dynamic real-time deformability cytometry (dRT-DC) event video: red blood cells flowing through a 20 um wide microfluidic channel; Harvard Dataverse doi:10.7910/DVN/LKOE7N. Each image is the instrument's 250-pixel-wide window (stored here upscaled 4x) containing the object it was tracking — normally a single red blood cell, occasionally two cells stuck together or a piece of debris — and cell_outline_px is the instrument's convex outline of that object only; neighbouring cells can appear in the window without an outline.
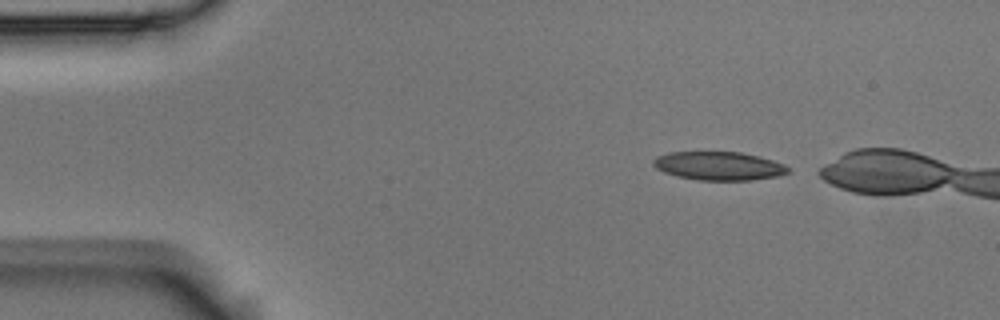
{"species": "Egyptian fruit bat (a non-hibernating species)", "species_latin": "Rousettus aegyptiacus", "temperature_condition": "room temperature", "stored_images_in_passage": 3, "camera_frame_rate_fps": 3000, "um_per_image_px": 0.085, "animal": {"sex": "male"}, "frame": {"image": 1, "passage_image": 1, "time_ms": 0.0, "image_size_px": [1000, 320], "cell_outline_px": [[792, 172], [776, 176], [752, 180], [696, 180], [676, 176], [664, 172], [656, 168], [652, 164], [652, 160], [656, 156], [668, 152], [740, 152], [760, 156], [784, 164]], "centroid_in_image_um": [61.08, 14.1], "position_along_channel_um": 23.9, "area_um2": 22.54}}